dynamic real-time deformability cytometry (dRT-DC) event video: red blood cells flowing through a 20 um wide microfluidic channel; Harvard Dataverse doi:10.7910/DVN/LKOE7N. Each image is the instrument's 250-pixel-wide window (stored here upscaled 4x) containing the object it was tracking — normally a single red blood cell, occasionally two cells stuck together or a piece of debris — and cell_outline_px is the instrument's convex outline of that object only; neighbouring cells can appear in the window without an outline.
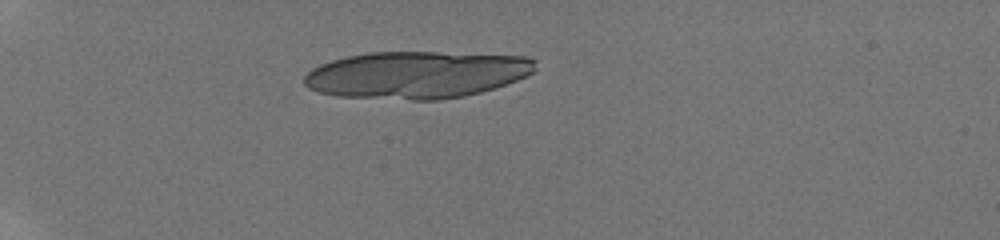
{"species": "human", "species_latin": "Homo sapiens", "temperature_condition": "room temperature", "stored_images_in_passage": 16, "segment_of_instrument_passage": [1, 2], "camera_frame_rate_fps": 3000, "um_per_image_px": 0.085, "donor": {"sex": "male"}, "frame": {"image": 1, "passage_image": 10, "time_ms": 5.333, "image_size_px": [1000, 240], "cell_outline_px": [[536, 68], [532, 72], [516, 80], [480, 92], [464, 96], [440, 100], [412, 100], [336, 96], [316, 92], [308, 88], [304, 84], [304, 76], [312, 68], [320, 64], [332, 60], [348, 56], [372, 52], [436, 52], [524, 56], [536, 60]], "centroid_in_image_um": [35.36, 6.36], "position_along_channel_um": 49.6, "area_um2": 63.52}}